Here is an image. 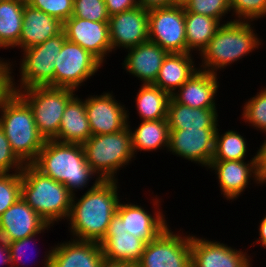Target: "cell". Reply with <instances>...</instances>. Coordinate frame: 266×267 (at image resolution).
Instances as JSON below:
<instances>
[{
  "label": "cell",
  "mask_w": 266,
  "mask_h": 267,
  "mask_svg": "<svg viewBox=\"0 0 266 267\" xmlns=\"http://www.w3.org/2000/svg\"><path fill=\"white\" fill-rule=\"evenodd\" d=\"M135 105L141 121L160 120L167 118V107L170 95L154 84H141Z\"/></svg>",
  "instance_id": "cell-31"
},
{
  "label": "cell",
  "mask_w": 266,
  "mask_h": 267,
  "mask_svg": "<svg viewBox=\"0 0 266 267\" xmlns=\"http://www.w3.org/2000/svg\"><path fill=\"white\" fill-rule=\"evenodd\" d=\"M2 264L11 267L12 263L8 242L0 238V266Z\"/></svg>",
  "instance_id": "cell-45"
},
{
  "label": "cell",
  "mask_w": 266,
  "mask_h": 267,
  "mask_svg": "<svg viewBox=\"0 0 266 267\" xmlns=\"http://www.w3.org/2000/svg\"><path fill=\"white\" fill-rule=\"evenodd\" d=\"M21 198L51 226L70 215L73 194L67 187L43 175L32 164L22 171Z\"/></svg>",
  "instance_id": "cell-4"
},
{
  "label": "cell",
  "mask_w": 266,
  "mask_h": 267,
  "mask_svg": "<svg viewBox=\"0 0 266 267\" xmlns=\"http://www.w3.org/2000/svg\"><path fill=\"white\" fill-rule=\"evenodd\" d=\"M128 120V127L131 132V140L134 154L141 151L155 152L165 148L168 151L170 129L167 119L141 121L138 127L132 128Z\"/></svg>",
  "instance_id": "cell-28"
},
{
  "label": "cell",
  "mask_w": 266,
  "mask_h": 267,
  "mask_svg": "<svg viewBox=\"0 0 266 267\" xmlns=\"http://www.w3.org/2000/svg\"><path fill=\"white\" fill-rule=\"evenodd\" d=\"M126 51L128 53L122 62V69L142 81V84H153L168 52L149 40Z\"/></svg>",
  "instance_id": "cell-22"
},
{
  "label": "cell",
  "mask_w": 266,
  "mask_h": 267,
  "mask_svg": "<svg viewBox=\"0 0 266 267\" xmlns=\"http://www.w3.org/2000/svg\"><path fill=\"white\" fill-rule=\"evenodd\" d=\"M218 76L199 69L171 97L191 108H218L215 100L220 87Z\"/></svg>",
  "instance_id": "cell-21"
},
{
  "label": "cell",
  "mask_w": 266,
  "mask_h": 267,
  "mask_svg": "<svg viewBox=\"0 0 266 267\" xmlns=\"http://www.w3.org/2000/svg\"><path fill=\"white\" fill-rule=\"evenodd\" d=\"M231 16L239 21H258L266 17V0H229Z\"/></svg>",
  "instance_id": "cell-36"
},
{
  "label": "cell",
  "mask_w": 266,
  "mask_h": 267,
  "mask_svg": "<svg viewBox=\"0 0 266 267\" xmlns=\"http://www.w3.org/2000/svg\"><path fill=\"white\" fill-rule=\"evenodd\" d=\"M14 65L15 64H0V109L4 106L6 101L15 93L13 87Z\"/></svg>",
  "instance_id": "cell-41"
},
{
  "label": "cell",
  "mask_w": 266,
  "mask_h": 267,
  "mask_svg": "<svg viewBox=\"0 0 266 267\" xmlns=\"http://www.w3.org/2000/svg\"><path fill=\"white\" fill-rule=\"evenodd\" d=\"M149 41L168 53H186L185 8L175 4L157 8L148 14Z\"/></svg>",
  "instance_id": "cell-11"
},
{
  "label": "cell",
  "mask_w": 266,
  "mask_h": 267,
  "mask_svg": "<svg viewBox=\"0 0 266 267\" xmlns=\"http://www.w3.org/2000/svg\"><path fill=\"white\" fill-rule=\"evenodd\" d=\"M257 244H260L264 247V249H266V236H259V238H257L250 246L253 245L252 247H254V245L256 246Z\"/></svg>",
  "instance_id": "cell-48"
},
{
  "label": "cell",
  "mask_w": 266,
  "mask_h": 267,
  "mask_svg": "<svg viewBox=\"0 0 266 267\" xmlns=\"http://www.w3.org/2000/svg\"><path fill=\"white\" fill-rule=\"evenodd\" d=\"M188 0H176V4L183 5Z\"/></svg>",
  "instance_id": "cell-50"
},
{
  "label": "cell",
  "mask_w": 266,
  "mask_h": 267,
  "mask_svg": "<svg viewBox=\"0 0 266 267\" xmlns=\"http://www.w3.org/2000/svg\"><path fill=\"white\" fill-rule=\"evenodd\" d=\"M217 128L170 130L168 152L206 170L215 151Z\"/></svg>",
  "instance_id": "cell-14"
},
{
  "label": "cell",
  "mask_w": 266,
  "mask_h": 267,
  "mask_svg": "<svg viewBox=\"0 0 266 267\" xmlns=\"http://www.w3.org/2000/svg\"><path fill=\"white\" fill-rule=\"evenodd\" d=\"M21 172L0 173V216L21 198Z\"/></svg>",
  "instance_id": "cell-35"
},
{
  "label": "cell",
  "mask_w": 266,
  "mask_h": 267,
  "mask_svg": "<svg viewBox=\"0 0 266 267\" xmlns=\"http://www.w3.org/2000/svg\"><path fill=\"white\" fill-rule=\"evenodd\" d=\"M109 16L135 9L137 0H104Z\"/></svg>",
  "instance_id": "cell-43"
},
{
  "label": "cell",
  "mask_w": 266,
  "mask_h": 267,
  "mask_svg": "<svg viewBox=\"0 0 266 267\" xmlns=\"http://www.w3.org/2000/svg\"><path fill=\"white\" fill-rule=\"evenodd\" d=\"M0 127L15 155L24 163L32 164L45 144L28 103L14 93L0 109Z\"/></svg>",
  "instance_id": "cell-5"
},
{
  "label": "cell",
  "mask_w": 266,
  "mask_h": 267,
  "mask_svg": "<svg viewBox=\"0 0 266 267\" xmlns=\"http://www.w3.org/2000/svg\"><path fill=\"white\" fill-rule=\"evenodd\" d=\"M76 92L66 87L35 86L17 93L32 109L39 133L45 140H53L58 135L65 108Z\"/></svg>",
  "instance_id": "cell-7"
},
{
  "label": "cell",
  "mask_w": 266,
  "mask_h": 267,
  "mask_svg": "<svg viewBox=\"0 0 266 267\" xmlns=\"http://www.w3.org/2000/svg\"><path fill=\"white\" fill-rule=\"evenodd\" d=\"M26 2L31 7L58 19L61 23L73 15L74 0H26Z\"/></svg>",
  "instance_id": "cell-38"
},
{
  "label": "cell",
  "mask_w": 266,
  "mask_h": 267,
  "mask_svg": "<svg viewBox=\"0 0 266 267\" xmlns=\"http://www.w3.org/2000/svg\"><path fill=\"white\" fill-rule=\"evenodd\" d=\"M149 200L153 202V213L144 209L146 207L131 203L129 200L126 203L119 201L116 210L122 218L125 231L147 243L158 237L169 226L166 213L161 209L163 208L161 207L162 198L156 194Z\"/></svg>",
  "instance_id": "cell-12"
},
{
  "label": "cell",
  "mask_w": 266,
  "mask_h": 267,
  "mask_svg": "<svg viewBox=\"0 0 266 267\" xmlns=\"http://www.w3.org/2000/svg\"><path fill=\"white\" fill-rule=\"evenodd\" d=\"M258 227V236H266V215H264L263 218L260 220Z\"/></svg>",
  "instance_id": "cell-47"
},
{
  "label": "cell",
  "mask_w": 266,
  "mask_h": 267,
  "mask_svg": "<svg viewBox=\"0 0 266 267\" xmlns=\"http://www.w3.org/2000/svg\"><path fill=\"white\" fill-rule=\"evenodd\" d=\"M221 23L210 16L188 12L185 9V33L187 53H198L207 47Z\"/></svg>",
  "instance_id": "cell-29"
},
{
  "label": "cell",
  "mask_w": 266,
  "mask_h": 267,
  "mask_svg": "<svg viewBox=\"0 0 266 267\" xmlns=\"http://www.w3.org/2000/svg\"><path fill=\"white\" fill-rule=\"evenodd\" d=\"M91 136L85 101L77 94L68 102L61 119L58 135L53 140L83 145Z\"/></svg>",
  "instance_id": "cell-26"
},
{
  "label": "cell",
  "mask_w": 266,
  "mask_h": 267,
  "mask_svg": "<svg viewBox=\"0 0 266 267\" xmlns=\"http://www.w3.org/2000/svg\"><path fill=\"white\" fill-rule=\"evenodd\" d=\"M217 128L215 134V151L212 161L245 160L248 156V143L244 134L234 130L220 132Z\"/></svg>",
  "instance_id": "cell-32"
},
{
  "label": "cell",
  "mask_w": 266,
  "mask_h": 267,
  "mask_svg": "<svg viewBox=\"0 0 266 267\" xmlns=\"http://www.w3.org/2000/svg\"><path fill=\"white\" fill-rule=\"evenodd\" d=\"M66 40L65 33L62 31L42 44L20 51L23 52L20 56L23 58L19 59L18 83L13 75V87L16 93L35 86L54 87L55 58L61 52Z\"/></svg>",
  "instance_id": "cell-8"
},
{
  "label": "cell",
  "mask_w": 266,
  "mask_h": 267,
  "mask_svg": "<svg viewBox=\"0 0 266 267\" xmlns=\"http://www.w3.org/2000/svg\"><path fill=\"white\" fill-rule=\"evenodd\" d=\"M54 87L76 91L104 65L80 45L66 40L55 58Z\"/></svg>",
  "instance_id": "cell-9"
},
{
  "label": "cell",
  "mask_w": 266,
  "mask_h": 267,
  "mask_svg": "<svg viewBox=\"0 0 266 267\" xmlns=\"http://www.w3.org/2000/svg\"><path fill=\"white\" fill-rule=\"evenodd\" d=\"M82 146L87 163L101 180H118L121 168L136 160L128 126L114 133L92 135Z\"/></svg>",
  "instance_id": "cell-6"
},
{
  "label": "cell",
  "mask_w": 266,
  "mask_h": 267,
  "mask_svg": "<svg viewBox=\"0 0 266 267\" xmlns=\"http://www.w3.org/2000/svg\"><path fill=\"white\" fill-rule=\"evenodd\" d=\"M146 241L125 231L121 216L116 212L109 223L104 238L99 242L104 259L138 264Z\"/></svg>",
  "instance_id": "cell-19"
},
{
  "label": "cell",
  "mask_w": 266,
  "mask_h": 267,
  "mask_svg": "<svg viewBox=\"0 0 266 267\" xmlns=\"http://www.w3.org/2000/svg\"><path fill=\"white\" fill-rule=\"evenodd\" d=\"M93 22L109 21L104 0H74L73 15Z\"/></svg>",
  "instance_id": "cell-37"
},
{
  "label": "cell",
  "mask_w": 266,
  "mask_h": 267,
  "mask_svg": "<svg viewBox=\"0 0 266 267\" xmlns=\"http://www.w3.org/2000/svg\"><path fill=\"white\" fill-rule=\"evenodd\" d=\"M221 24L207 47L197 56L199 69L217 74L248 56L264 44L254 28L253 21L229 19ZM253 23V24H252ZM252 25V26H251ZM219 71V72H218Z\"/></svg>",
  "instance_id": "cell-2"
},
{
  "label": "cell",
  "mask_w": 266,
  "mask_h": 267,
  "mask_svg": "<svg viewBox=\"0 0 266 267\" xmlns=\"http://www.w3.org/2000/svg\"><path fill=\"white\" fill-rule=\"evenodd\" d=\"M112 93L106 91L84 98L92 135L110 134L128 126L130 112Z\"/></svg>",
  "instance_id": "cell-13"
},
{
  "label": "cell",
  "mask_w": 266,
  "mask_h": 267,
  "mask_svg": "<svg viewBox=\"0 0 266 267\" xmlns=\"http://www.w3.org/2000/svg\"><path fill=\"white\" fill-rule=\"evenodd\" d=\"M99 267H138V264L110 261L103 259Z\"/></svg>",
  "instance_id": "cell-46"
},
{
  "label": "cell",
  "mask_w": 266,
  "mask_h": 267,
  "mask_svg": "<svg viewBox=\"0 0 266 267\" xmlns=\"http://www.w3.org/2000/svg\"><path fill=\"white\" fill-rule=\"evenodd\" d=\"M247 253L221 241L191 235V267H252L253 256Z\"/></svg>",
  "instance_id": "cell-15"
},
{
  "label": "cell",
  "mask_w": 266,
  "mask_h": 267,
  "mask_svg": "<svg viewBox=\"0 0 266 267\" xmlns=\"http://www.w3.org/2000/svg\"><path fill=\"white\" fill-rule=\"evenodd\" d=\"M218 108H191L170 97L167 107V122L170 130L218 128Z\"/></svg>",
  "instance_id": "cell-27"
},
{
  "label": "cell",
  "mask_w": 266,
  "mask_h": 267,
  "mask_svg": "<svg viewBox=\"0 0 266 267\" xmlns=\"http://www.w3.org/2000/svg\"><path fill=\"white\" fill-rule=\"evenodd\" d=\"M138 6L145 10L170 7L176 4V0H137Z\"/></svg>",
  "instance_id": "cell-44"
},
{
  "label": "cell",
  "mask_w": 266,
  "mask_h": 267,
  "mask_svg": "<svg viewBox=\"0 0 266 267\" xmlns=\"http://www.w3.org/2000/svg\"><path fill=\"white\" fill-rule=\"evenodd\" d=\"M195 61L192 53H168L153 84L171 96L199 70Z\"/></svg>",
  "instance_id": "cell-25"
},
{
  "label": "cell",
  "mask_w": 266,
  "mask_h": 267,
  "mask_svg": "<svg viewBox=\"0 0 266 267\" xmlns=\"http://www.w3.org/2000/svg\"><path fill=\"white\" fill-rule=\"evenodd\" d=\"M242 110V120L266 137V86L246 100Z\"/></svg>",
  "instance_id": "cell-33"
},
{
  "label": "cell",
  "mask_w": 266,
  "mask_h": 267,
  "mask_svg": "<svg viewBox=\"0 0 266 267\" xmlns=\"http://www.w3.org/2000/svg\"><path fill=\"white\" fill-rule=\"evenodd\" d=\"M0 48L3 49L4 47L0 44ZM12 63H14V62L13 61L10 62L9 59L8 60L7 59L5 60V58H1L0 57V64H2V65H11Z\"/></svg>",
  "instance_id": "cell-49"
},
{
  "label": "cell",
  "mask_w": 266,
  "mask_h": 267,
  "mask_svg": "<svg viewBox=\"0 0 266 267\" xmlns=\"http://www.w3.org/2000/svg\"><path fill=\"white\" fill-rule=\"evenodd\" d=\"M51 227L22 198L0 216V238L8 243L43 234Z\"/></svg>",
  "instance_id": "cell-20"
},
{
  "label": "cell",
  "mask_w": 266,
  "mask_h": 267,
  "mask_svg": "<svg viewBox=\"0 0 266 267\" xmlns=\"http://www.w3.org/2000/svg\"><path fill=\"white\" fill-rule=\"evenodd\" d=\"M168 226L146 243L138 267H191V234L172 231Z\"/></svg>",
  "instance_id": "cell-10"
},
{
  "label": "cell",
  "mask_w": 266,
  "mask_h": 267,
  "mask_svg": "<svg viewBox=\"0 0 266 267\" xmlns=\"http://www.w3.org/2000/svg\"><path fill=\"white\" fill-rule=\"evenodd\" d=\"M119 180H94L81 197H72L67 219L71 239L100 242L121 199ZM70 226V227H69Z\"/></svg>",
  "instance_id": "cell-1"
},
{
  "label": "cell",
  "mask_w": 266,
  "mask_h": 267,
  "mask_svg": "<svg viewBox=\"0 0 266 267\" xmlns=\"http://www.w3.org/2000/svg\"><path fill=\"white\" fill-rule=\"evenodd\" d=\"M256 168L258 184L266 185V138L263 140L260 148L256 150Z\"/></svg>",
  "instance_id": "cell-42"
},
{
  "label": "cell",
  "mask_w": 266,
  "mask_h": 267,
  "mask_svg": "<svg viewBox=\"0 0 266 267\" xmlns=\"http://www.w3.org/2000/svg\"><path fill=\"white\" fill-rule=\"evenodd\" d=\"M149 11L141 6L110 16L109 35L112 52L127 50L149 40Z\"/></svg>",
  "instance_id": "cell-17"
},
{
  "label": "cell",
  "mask_w": 266,
  "mask_h": 267,
  "mask_svg": "<svg viewBox=\"0 0 266 267\" xmlns=\"http://www.w3.org/2000/svg\"><path fill=\"white\" fill-rule=\"evenodd\" d=\"M215 172L216 179L220 187L221 195L227 201L237 200L249 184L258 185L256 155L251 157L250 161L246 160H228V161H211L207 168Z\"/></svg>",
  "instance_id": "cell-18"
},
{
  "label": "cell",
  "mask_w": 266,
  "mask_h": 267,
  "mask_svg": "<svg viewBox=\"0 0 266 267\" xmlns=\"http://www.w3.org/2000/svg\"><path fill=\"white\" fill-rule=\"evenodd\" d=\"M37 236H39V235H32V236L8 243L12 267H25L26 261H23V259L26 256L29 243L31 244V242H33L34 240H36V242H37L38 240L35 238ZM33 246H34V244H33ZM49 249L50 250L47 249V251L44 252L45 254H44V259L42 260V263H43L42 267H50V258H51L52 246L49 247Z\"/></svg>",
  "instance_id": "cell-39"
},
{
  "label": "cell",
  "mask_w": 266,
  "mask_h": 267,
  "mask_svg": "<svg viewBox=\"0 0 266 267\" xmlns=\"http://www.w3.org/2000/svg\"><path fill=\"white\" fill-rule=\"evenodd\" d=\"M32 165L43 175L64 184L73 195L90 186L91 180H101L87 163L81 144L46 140Z\"/></svg>",
  "instance_id": "cell-3"
},
{
  "label": "cell",
  "mask_w": 266,
  "mask_h": 267,
  "mask_svg": "<svg viewBox=\"0 0 266 267\" xmlns=\"http://www.w3.org/2000/svg\"><path fill=\"white\" fill-rule=\"evenodd\" d=\"M26 0H3L0 2V44L7 49H19L22 32L23 11Z\"/></svg>",
  "instance_id": "cell-30"
},
{
  "label": "cell",
  "mask_w": 266,
  "mask_h": 267,
  "mask_svg": "<svg viewBox=\"0 0 266 267\" xmlns=\"http://www.w3.org/2000/svg\"><path fill=\"white\" fill-rule=\"evenodd\" d=\"M183 6L188 12L213 17L221 24L230 22L222 21L231 12L229 0H188Z\"/></svg>",
  "instance_id": "cell-34"
},
{
  "label": "cell",
  "mask_w": 266,
  "mask_h": 267,
  "mask_svg": "<svg viewBox=\"0 0 266 267\" xmlns=\"http://www.w3.org/2000/svg\"><path fill=\"white\" fill-rule=\"evenodd\" d=\"M62 31L68 41L80 45L102 64L112 53L108 21L93 22L70 17L63 23Z\"/></svg>",
  "instance_id": "cell-16"
},
{
  "label": "cell",
  "mask_w": 266,
  "mask_h": 267,
  "mask_svg": "<svg viewBox=\"0 0 266 267\" xmlns=\"http://www.w3.org/2000/svg\"><path fill=\"white\" fill-rule=\"evenodd\" d=\"M103 259L99 242L70 239L52 245L50 267H99Z\"/></svg>",
  "instance_id": "cell-23"
},
{
  "label": "cell",
  "mask_w": 266,
  "mask_h": 267,
  "mask_svg": "<svg viewBox=\"0 0 266 267\" xmlns=\"http://www.w3.org/2000/svg\"><path fill=\"white\" fill-rule=\"evenodd\" d=\"M24 165L13 152L6 135L0 127V173L21 172Z\"/></svg>",
  "instance_id": "cell-40"
},
{
  "label": "cell",
  "mask_w": 266,
  "mask_h": 267,
  "mask_svg": "<svg viewBox=\"0 0 266 267\" xmlns=\"http://www.w3.org/2000/svg\"><path fill=\"white\" fill-rule=\"evenodd\" d=\"M62 29L63 23L58 19L26 3L23 11L19 49L22 51L26 48L42 44L47 39L60 34Z\"/></svg>",
  "instance_id": "cell-24"
}]
</instances>
